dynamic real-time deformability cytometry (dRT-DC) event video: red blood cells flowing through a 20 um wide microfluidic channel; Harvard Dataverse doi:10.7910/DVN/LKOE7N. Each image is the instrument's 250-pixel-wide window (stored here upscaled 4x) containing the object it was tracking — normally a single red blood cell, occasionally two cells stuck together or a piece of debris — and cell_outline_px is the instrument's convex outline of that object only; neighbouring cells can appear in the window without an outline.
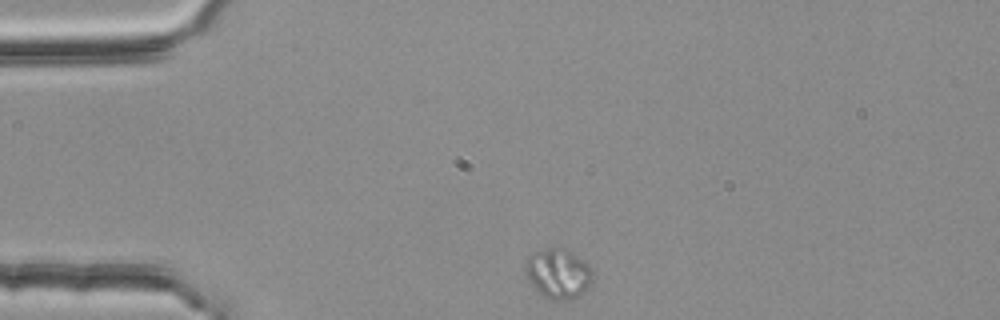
{"species": "common noctule bat (a hibernating species)", "species_latin": "Nyctalus noctula", "temperature_condition": "room temperature", "stored_images_in_passage": 38, "camera_frame_rate_fps": 3000, "um_per_image_px": 0.085, "animal": {"sex": "female", "body_mass_g": 25.1}, "frame": {"image": 1, "passage_image": 1, "time_ms": 0.0, "image_size_px": [1000, 320], "cell_outline_px": [[592, 280], [588, 292], [572, 300], [552, 300], [544, 296], [532, 284], [524, 272], [524, 264], [528, 256], [532, 252], [556, 244], [568, 248], [588, 264], [592, 272]], "centroid_in_image_um": [47.46, 23.21], "position_along_channel_um": 37.5, "area_um2": 20.35}}